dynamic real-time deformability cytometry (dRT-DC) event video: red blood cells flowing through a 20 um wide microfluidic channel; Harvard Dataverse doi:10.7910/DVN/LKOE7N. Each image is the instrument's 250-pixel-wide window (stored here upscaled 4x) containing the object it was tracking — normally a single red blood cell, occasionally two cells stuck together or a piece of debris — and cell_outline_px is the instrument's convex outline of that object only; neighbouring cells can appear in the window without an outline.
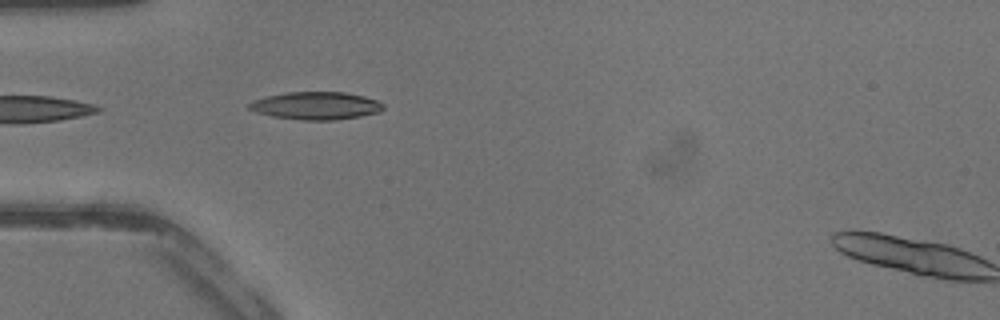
{"species": "common noctule bat (a hibernating species)", "species_latin": "Nyctalus noctula", "temperature_condition": "warm", "stored_images_in_passage": 3, "camera_frame_rate_fps": 3000, "um_per_image_px": 0.085, "animal": {"sex": "male", "body_mass_g": 13.3}, "frame": {"image": 1, "passage_image": 2, "time_ms": 0.333, "image_size_px": [1000, 320], "cell_outline_px": [[384, 108], [380, 112], [360, 116], [332, 120], [304, 120], [272, 116], [256, 112], [248, 108], [248, 104], [252, 100], [268, 96], [288, 92], [344, 92], [364, 96], [376, 100], [384, 104]], "centroid_in_image_um": [26.87, 8.98], "position_along_channel_um": 58.1, "area_um2": 21.56}}